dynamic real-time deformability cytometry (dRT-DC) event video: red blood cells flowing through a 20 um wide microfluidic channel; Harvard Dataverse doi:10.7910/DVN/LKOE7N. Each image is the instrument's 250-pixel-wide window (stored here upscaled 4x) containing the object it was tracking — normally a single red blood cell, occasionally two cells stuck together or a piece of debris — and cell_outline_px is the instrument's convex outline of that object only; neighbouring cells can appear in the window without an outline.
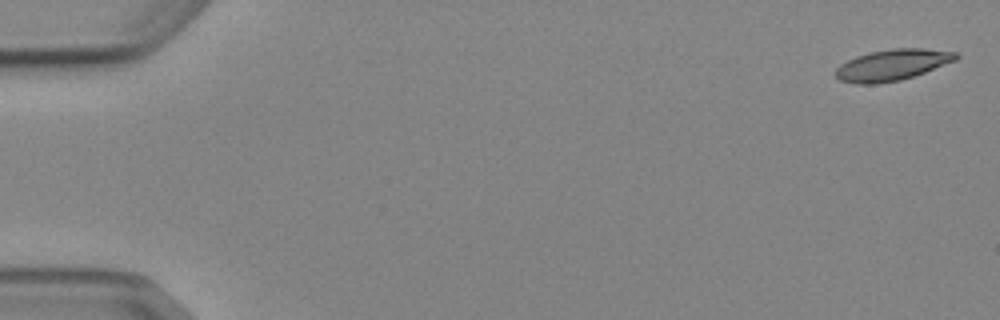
{"species": "Egyptian fruit bat (a non-hibernating species)", "species_latin": "Rousettus aegyptiacus", "temperature_condition": "cold", "stored_images_in_passage": 6, "segment_of_instrument_passage": [2, 2], "camera_frame_rate_fps": 3000, "um_per_image_px": 0.085, "animal": {"sex": "female"}, "frame": {"image": 1, "passage_image": 6, "time_ms": 7.0, "image_size_px": [1000, 320], "cell_outline_px": [[960, 56], [956, 60], [924, 72], [900, 80], [876, 84], [856, 84], [840, 80], [836, 76], [836, 68], [840, 64], [856, 56], [872, 52], [892, 48], [924, 48], [956, 52]], "centroid_in_image_um": [75.84, 5.51], "position_along_channel_um": 9.2, "area_um2": 21.68}}